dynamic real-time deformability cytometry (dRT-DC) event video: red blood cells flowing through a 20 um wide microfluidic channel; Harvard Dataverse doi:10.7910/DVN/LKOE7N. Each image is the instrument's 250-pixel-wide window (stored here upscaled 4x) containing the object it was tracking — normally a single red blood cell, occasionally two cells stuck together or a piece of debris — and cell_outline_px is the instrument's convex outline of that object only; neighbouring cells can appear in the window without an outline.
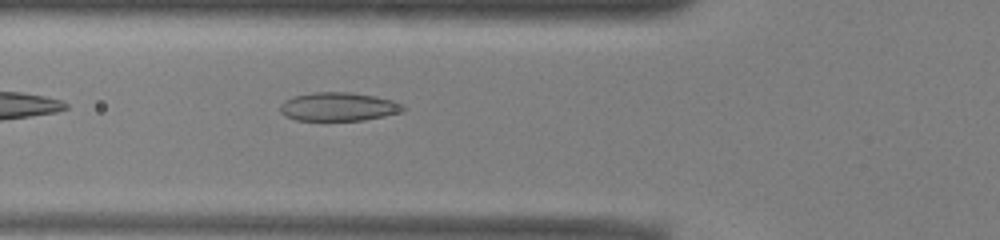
{"species": "common noctule bat (a hibernating species)", "species_latin": "Nyctalus noctula", "temperature_condition": "warm", "stored_images_in_passage": 26, "camera_frame_rate_fps": 3000, "um_per_image_px": 0.085, "animal": {"sex": "male", "body_mass_g": 13.0, "forearm_length_mm": 53.1}, "frame": {"image": 1, "passage_image": 3, "time_ms": 0.667, "image_size_px": [1000, 240], "cell_outline_px": [[404, 112], [364, 120], [296, 120], [284, 116], [280, 112], [280, 104], [284, 100], [292, 96], [316, 92], [348, 92], [376, 96], [392, 100], [404, 104]], "centroid_in_image_um": [28.76, 9.07], "position_along_channel_um": 97.0, "area_um2": 20.63}}
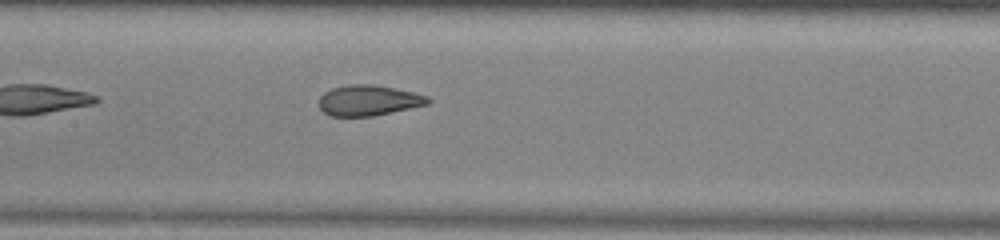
{"frame": {"image": 2, "passage_image": 9, "time_ms": 2.667, "image_size_px": [1000, 240], "cell_outline_px": [[432, 100], [428, 104], [372, 116], [332, 116], [324, 112], [320, 108], [320, 96], [324, 92], [332, 88], [348, 84], [372, 84], [396, 88], [428, 96]], "centroid_in_image_um": [31.33, 8.52], "position_along_channel_um": 176.1, "area_um2": 19.31}}
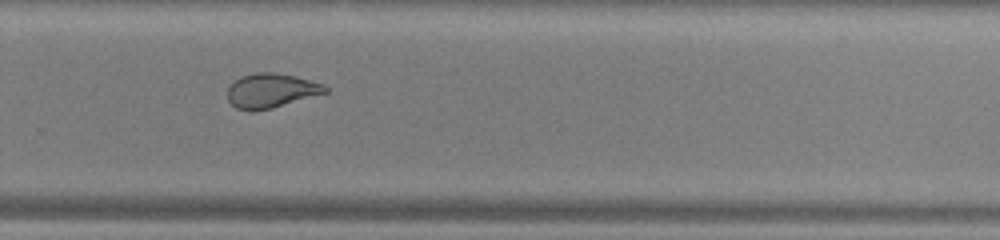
{"frame": {"image": 3, "passage_image": 19, "time_ms": 6.0, "image_size_px": [1000, 240], "cell_outline_px": [[328, 92], [272, 108], [252, 112], [236, 108], [228, 100], [228, 88], [240, 76], [256, 72], [272, 72], [296, 76], [324, 84], [328, 88]], "centroid_in_image_um": [23.04, 7.7], "position_along_channel_um": 306.8, "area_um2": 19.59}}